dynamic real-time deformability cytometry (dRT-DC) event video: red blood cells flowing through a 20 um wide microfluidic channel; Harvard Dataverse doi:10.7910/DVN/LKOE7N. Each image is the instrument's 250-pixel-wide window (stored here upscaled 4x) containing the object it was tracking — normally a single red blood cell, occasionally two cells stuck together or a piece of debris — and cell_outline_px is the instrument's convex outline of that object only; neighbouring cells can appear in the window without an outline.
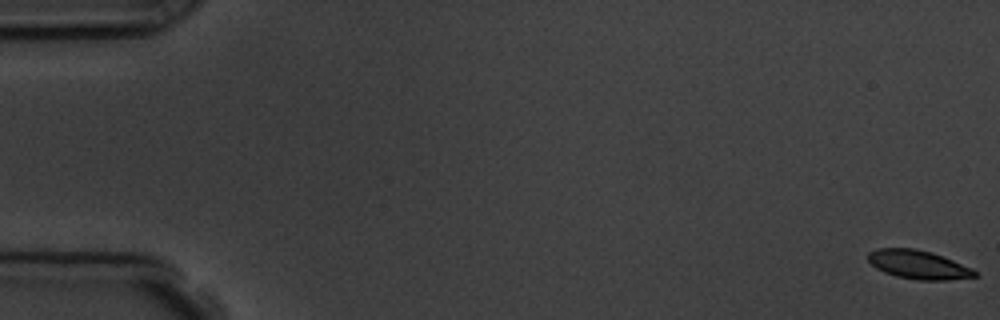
{"species": "common noctule bat (a hibernating species)", "species_latin": "Nyctalus noctula", "temperature_condition": "room temperature", "stored_images_in_passage": 6, "segment_of_instrument_passage": [1, 2], "camera_frame_rate_fps": 3000, "um_per_image_px": 0.085, "animal": {"sex": "male", "body_mass_g": 19.5, "forearm_length_mm": 54.6}, "frame": {"image": 1, "passage_image": 1, "time_ms": 0.0, "image_size_px": [1000, 320], "cell_outline_px": [[976, 276], [948, 280], [916, 280], [896, 276], [884, 272], [876, 268], [868, 260], [868, 252], [876, 248], [916, 248], [932, 252], [972, 268], [976, 272]], "centroid_in_image_um": [78.03, 22.48], "position_along_channel_um": 7.0, "area_um2": 17.8}}
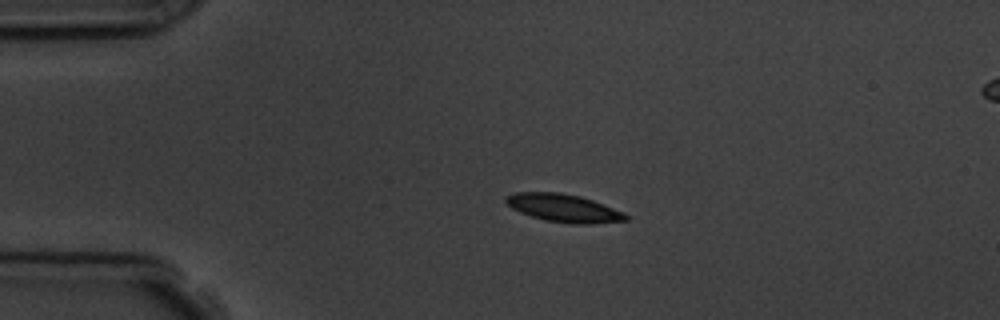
{"frame": {"image": 2, "passage_image": 4, "time_ms": 4.0, "image_size_px": [1000, 320], "cell_outline_px": [[628, 220], [592, 224], [576, 224], [544, 220], [520, 212], [512, 208], [504, 200], [504, 196], [516, 192], [560, 192], [580, 196], [592, 200], [624, 212], [628, 216]], "centroid_in_image_um": [47.9, 17.68], "position_along_channel_um": 37.1, "area_um2": 19.48}}